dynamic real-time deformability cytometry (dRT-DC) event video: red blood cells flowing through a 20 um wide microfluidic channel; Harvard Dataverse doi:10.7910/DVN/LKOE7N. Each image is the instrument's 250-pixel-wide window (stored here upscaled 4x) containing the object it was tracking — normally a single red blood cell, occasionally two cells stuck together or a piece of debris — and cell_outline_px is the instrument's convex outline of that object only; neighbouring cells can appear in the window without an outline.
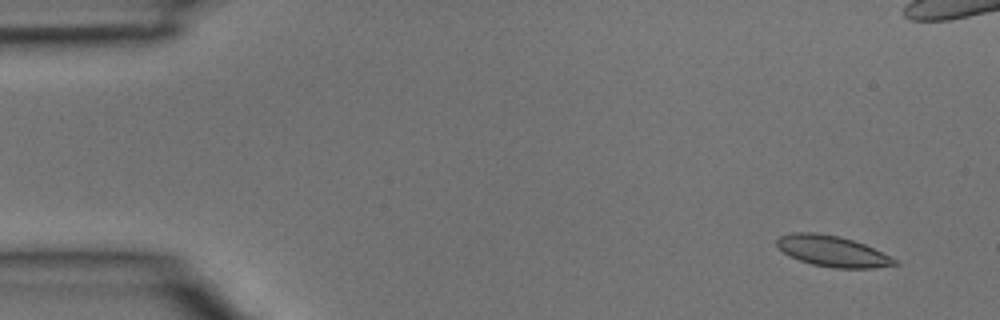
{"species": "common noctule bat (a hibernating species)", "species_latin": "Nyctalus noctula", "temperature_condition": "room temperature", "stored_images_in_passage": 5, "camera_frame_rate_fps": 3000, "um_per_image_px": 0.085, "animal": {"sex": "male", "body_mass_g": 15.6}, "frame": {"image": 1, "passage_image": 1, "time_ms": 0.0, "image_size_px": [1000, 320], "cell_outline_px": [[900, 264], [872, 268], [832, 268], [812, 264], [800, 260], [784, 252], [776, 244], [776, 240], [780, 236], [792, 232], [816, 232], [840, 236], [864, 244], [900, 260]], "centroid_in_image_um": [70.8, 21.35], "position_along_channel_um": 14.2, "area_um2": 21.21}}
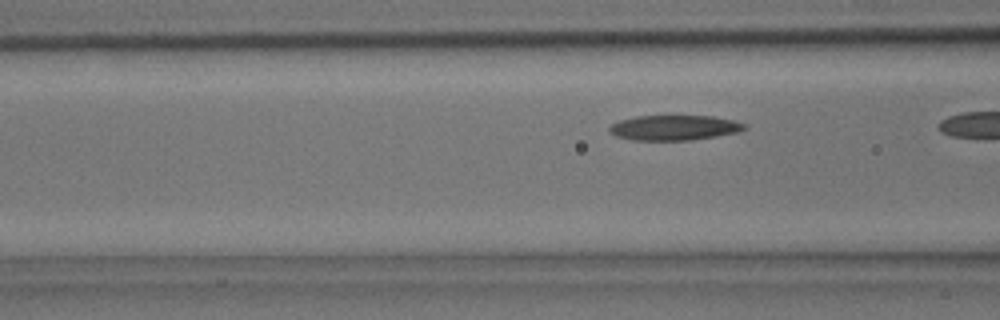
{"frame": {"image": 2, "passage_image": 5, "time_ms": 1.333, "image_size_px": [1000, 320], "cell_outline_px": [[748, 128], [736, 132], [716, 136], [692, 140], [632, 140], [616, 136], [608, 132], [608, 128], [612, 124], [620, 120], [636, 116], [712, 116], [732, 120], [744, 124]], "centroid_in_image_um": [57.27, 10.86], "position_along_channel_um": 109.3, "area_um2": 19.65}}